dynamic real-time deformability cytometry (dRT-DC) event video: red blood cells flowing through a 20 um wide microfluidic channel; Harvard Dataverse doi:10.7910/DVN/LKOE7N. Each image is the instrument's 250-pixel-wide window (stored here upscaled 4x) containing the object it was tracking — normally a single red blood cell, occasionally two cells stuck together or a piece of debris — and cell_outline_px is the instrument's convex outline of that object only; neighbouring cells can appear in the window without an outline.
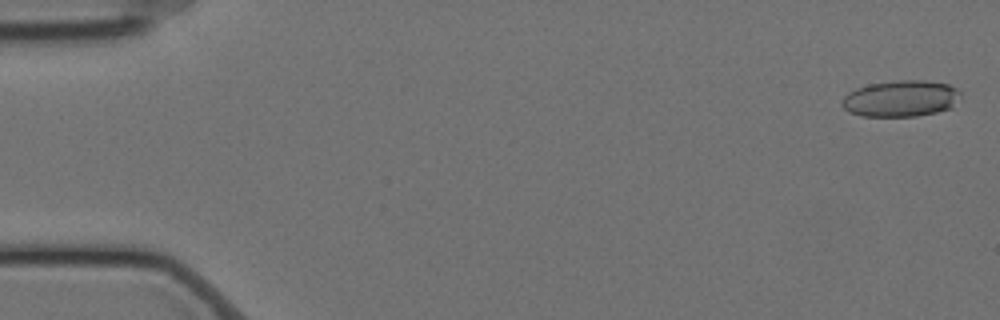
{"species": "Egyptian fruit bat (a non-hibernating species)", "species_latin": "Rousettus aegyptiacus", "temperature_condition": "cold", "stored_images_in_passage": 24, "camera_frame_rate_fps": 3000, "um_per_image_px": 0.085, "animal": {"sex": "female"}, "frame": {"image": 1, "passage_image": 2, "time_ms": 0.333, "image_size_px": [1000, 320], "cell_outline_px": [[960, 100], [952, 108], [936, 112], [916, 116], [860, 116], [848, 112], [840, 104], [840, 100], [848, 92], [856, 88], [868, 84], [900, 80], [924, 80], [948, 84], [956, 88], [960, 92]], "centroid_in_image_um": [76.56, 8.38], "position_along_channel_um": 8.4, "area_um2": 25.43}}
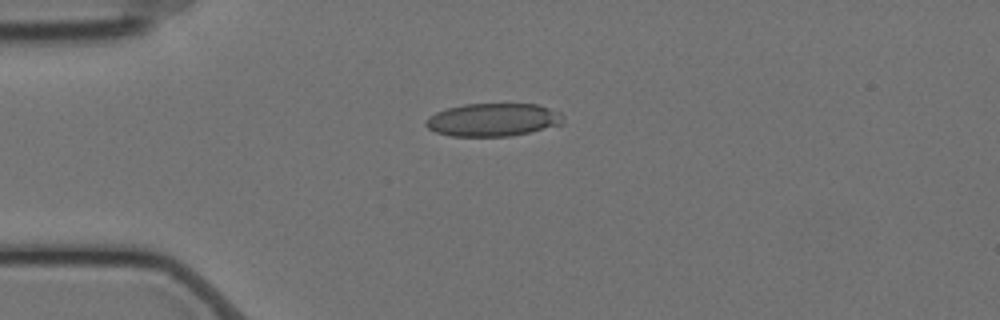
{"frame": {"image": 2, "passage_image": 15, "time_ms": 4.667, "image_size_px": [1000, 320], "cell_outline_px": [[564, 124], [512, 136], [448, 136], [436, 132], [428, 128], [424, 124], [428, 116], [436, 112], [448, 108], [464, 104], [536, 104], [560, 112], [564, 116]], "centroid_in_image_um": [41.91, 10.18], "position_along_channel_um": 43.1, "area_um2": 26.53}}